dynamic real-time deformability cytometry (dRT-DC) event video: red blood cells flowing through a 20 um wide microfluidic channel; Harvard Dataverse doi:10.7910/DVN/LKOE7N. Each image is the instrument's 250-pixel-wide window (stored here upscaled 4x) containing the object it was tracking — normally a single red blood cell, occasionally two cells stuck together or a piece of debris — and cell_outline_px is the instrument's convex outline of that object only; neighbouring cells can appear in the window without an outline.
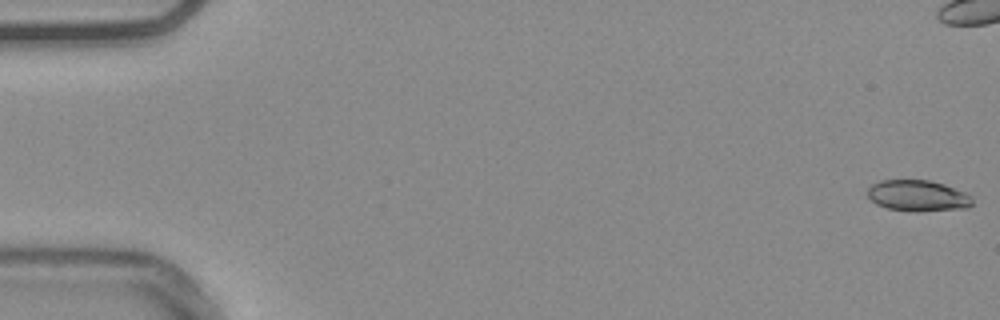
{"species": "common noctule bat (a hibernating species)", "species_latin": "Nyctalus noctula", "temperature_condition": "warm", "stored_images_in_passage": 55, "camera_frame_rate_fps": 3000, "um_per_image_px": 0.085, "animal": {"sex": "male", "body_mass_g": 20.4}, "frame": {"image": 1, "passage_image": 1, "time_ms": 0.0, "image_size_px": [1000, 320], "cell_outline_px": [[972, 204], [968, 208], [916, 212], [888, 208], [876, 204], [868, 196], [868, 188], [872, 184], [880, 180], [928, 180], [944, 184], [964, 192], [972, 196]], "centroid_in_image_um": [78.02, 16.64], "position_along_channel_um": 7.0, "area_um2": 19.02}, "authors_computed_cell_mechanics": {"area_um2": 19.8832, "velocity_mm_per_s": 3.7907, "shape_relaxation_time_tau1_ms": null, "shape_relaxation_time_tau2_ms": 5.7919, "deformation_change_tau1": null, "deformation_change_tau2": 0.1182}}